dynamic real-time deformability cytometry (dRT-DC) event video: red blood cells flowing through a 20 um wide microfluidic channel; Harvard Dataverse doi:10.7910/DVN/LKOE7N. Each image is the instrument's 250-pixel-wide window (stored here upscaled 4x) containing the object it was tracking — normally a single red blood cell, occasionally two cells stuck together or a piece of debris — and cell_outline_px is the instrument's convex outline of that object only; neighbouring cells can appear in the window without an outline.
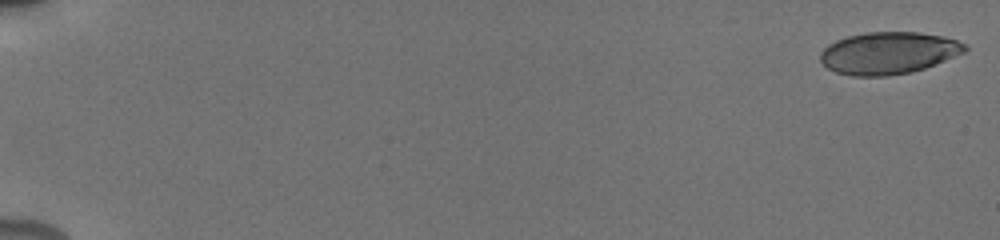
{"species": "human", "species_latin": "Homo sapiens", "temperature_condition": "cold", "stored_images_in_passage": 59, "camera_frame_rate_fps": 3000, "um_per_image_px": 0.085, "donor": {"sex": "male"}, "frame": {"image": 1, "passage_image": 1, "time_ms": 0.0, "image_size_px": [1000, 240], "cell_outline_px": [[968, 48], [964, 52], [924, 68], [912, 72], [888, 76], [852, 76], [836, 72], [828, 68], [820, 60], [820, 52], [828, 44], [836, 40], [848, 36], [868, 32], [920, 32], [944, 36], [968, 44]], "centroid_in_image_um": [75.52, 4.5], "position_along_channel_um": 9.5, "area_um2": 35.49}}
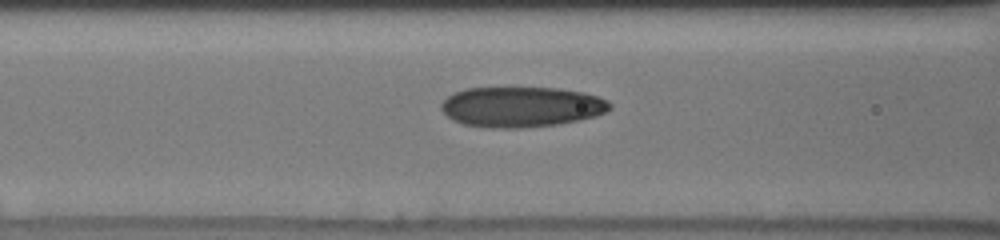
{"frame": {"image": 2, "passage_image": 25, "time_ms": 8.0, "image_size_px": [1000, 240], "cell_outline_px": [[612, 108], [608, 112], [596, 116], [580, 120], [560, 124], [520, 128], [488, 128], [464, 124], [452, 120], [440, 108], [440, 104], [452, 92], [468, 88], [556, 88], [584, 92], [608, 100], [612, 104]], "centroid_in_image_um": [44.34, 9.09], "position_along_channel_um": 122.3, "area_um2": 40.0}}
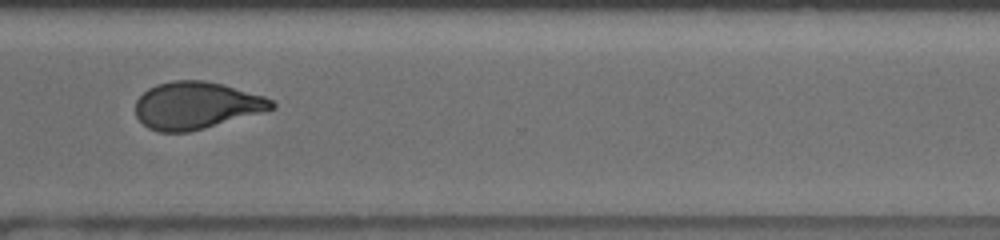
{"frame": {"image": 3, "passage_image": 44, "time_ms": 14.0, "image_size_px": [1000, 240], "cell_outline_px": [[276, 108], [264, 112], [204, 128], [188, 132], [160, 132], [148, 128], [136, 116], [136, 100], [148, 88], [156, 84], [172, 80], [204, 80], [224, 84], [264, 96], [272, 100], [276, 104]], "centroid_in_image_um": [16.7, 8.95], "position_along_channel_um": 353.9, "area_um2": 37.57}, "authors_computed_cell_mechanics": {"area_um2": 37.57, "velocity_mm_per_s": 3.8708, "shape_relaxation_time_tau1_ms": 9.8592, "shape_relaxation_time_tau2_ms": 1.6944, "deformation_change_tau1": 0.2407, "deformation_change_tau2": 0.0876}}